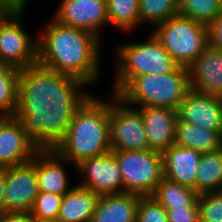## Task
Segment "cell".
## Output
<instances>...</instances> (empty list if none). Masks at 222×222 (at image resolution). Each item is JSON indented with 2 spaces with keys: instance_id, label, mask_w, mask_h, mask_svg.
I'll list each match as a JSON object with an SVG mask.
<instances>
[{
  "instance_id": "6da1fadb",
  "label": "cell",
  "mask_w": 222,
  "mask_h": 222,
  "mask_svg": "<svg viewBox=\"0 0 222 222\" xmlns=\"http://www.w3.org/2000/svg\"><path fill=\"white\" fill-rule=\"evenodd\" d=\"M83 86L87 85L39 64L20 70L14 117L39 149H52L63 137L76 110L90 96Z\"/></svg>"
},
{
  "instance_id": "7a4b0ae2",
  "label": "cell",
  "mask_w": 222,
  "mask_h": 222,
  "mask_svg": "<svg viewBox=\"0 0 222 222\" xmlns=\"http://www.w3.org/2000/svg\"><path fill=\"white\" fill-rule=\"evenodd\" d=\"M100 42L92 33L52 18L38 38V64L89 85L101 73Z\"/></svg>"
},
{
  "instance_id": "3957f363",
  "label": "cell",
  "mask_w": 222,
  "mask_h": 222,
  "mask_svg": "<svg viewBox=\"0 0 222 222\" xmlns=\"http://www.w3.org/2000/svg\"><path fill=\"white\" fill-rule=\"evenodd\" d=\"M110 101L90 94L52 149L74 167L86 158L111 151Z\"/></svg>"
},
{
  "instance_id": "277c9868",
  "label": "cell",
  "mask_w": 222,
  "mask_h": 222,
  "mask_svg": "<svg viewBox=\"0 0 222 222\" xmlns=\"http://www.w3.org/2000/svg\"><path fill=\"white\" fill-rule=\"evenodd\" d=\"M190 89L188 68L178 66L166 74L139 75L131 79L116 96L132 107L178 110Z\"/></svg>"
},
{
  "instance_id": "5b68a950",
  "label": "cell",
  "mask_w": 222,
  "mask_h": 222,
  "mask_svg": "<svg viewBox=\"0 0 222 222\" xmlns=\"http://www.w3.org/2000/svg\"><path fill=\"white\" fill-rule=\"evenodd\" d=\"M115 55L119 59L114 82L113 94L115 95L131 79L139 75L166 74L178 67L152 33L145 42L120 45Z\"/></svg>"
},
{
  "instance_id": "8992f818",
  "label": "cell",
  "mask_w": 222,
  "mask_h": 222,
  "mask_svg": "<svg viewBox=\"0 0 222 222\" xmlns=\"http://www.w3.org/2000/svg\"><path fill=\"white\" fill-rule=\"evenodd\" d=\"M153 27L152 34L178 66L188 68L209 45L208 26L180 14Z\"/></svg>"
},
{
  "instance_id": "52a82bcc",
  "label": "cell",
  "mask_w": 222,
  "mask_h": 222,
  "mask_svg": "<svg viewBox=\"0 0 222 222\" xmlns=\"http://www.w3.org/2000/svg\"><path fill=\"white\" fill-rule=\"evenodd\" d=\"M112 152L121 169L124 192L152 195L164 178L162 153L150 149Z\"/></svg>"
},
{
  "instance_id": "ba28073f",
  "label": "cell",
  "mask_w": 222,
  "mask_h": 222,
  "mask_svg": "<svg viewBox=\"0 0 222 222\" xmlns=\"http://www.w3.org/2000/svg\"><path fill=\"white\" fill-rule=\"evenodd\" d=\"M24 10L12 8L0 19V64L20 70L38 64V38H31L24 30Z\"/></svg>"
},
{
  "instance_id": "9c48e42d",
  "label": "cell",
  "mask_w": 222,
  "mask_h": 222,
  "mask_svg": "<svg viewBox=\"0 0 222 222\" xmlns=\"http://www.w3.org/2000/svg\"><path fill=\"white\" fill-rule=\"evenodd\" d=\"M110 102L111 151H143L149 149L141 112L125 104L115 94Z\"/></svg>"
},
{
  "instance_id": "30bf717a",
  "label": "cell",
  "mask_w": 222,
  "mask_h": 222,
  "mask_svg": "<svg viewBox=\"0 0 222 222\" xmlns=\"http://www.w3.org/2000/svg\"><path fill=\"white\" fill-rule=\"evenodd\" d=\"M5 185L6 211L30 213L39 194L36 154L30 162L5 168Z\"/></svg>"
},
{
  "instance_id": "8fae6325",
  "label": "cell",
  "mask_w": 222,
  "mask_h": 222,
  "mask_svg": "<svg viewBox=\"0 0 222 222\" xmlns=\"http://www.w3.org/2000/svg\"><path fill=\"white\" fill-rule=\"evenodd\" d=\"M84 181L79 185L101 195L124 193L121 169L112 151L86 158L76 165Z\"/></svg>"
},
{
  "instance_id": "7c38bea8",
  "label": "cell",
  "mask_w": 222,
  "mask_h": 222,
  "mask_svg": "<svg viewBox=\"0 0 222 222\" xmlns=\"http://www.w3.org/2000/svg\"><path fill=\"white\" fill-rule=\"evenodd\" d=\"M53 18L63 25L88 31L100 40L102 28L109 24L106 0H62Z\"/></svg>"
},
{
  "instance_id": "4fadbf2b",
  "label": "cell",
  "mask_w": 222,
  "mask_h": 222,
  "mask_svg": "<svg viewBox=\"0 0 222 222\" xmlns=\"http://www.w3.org/2000/svg\"><path fill=\"white\" fill-rule=\"evenodd\" d=\"M39 150L14 116L0 117V169L30 162Z\"/></svg>"
},
{
  "instance_id": "5bb4252c",
  "label": "cell",
  "mask_w": 222,
  "mask_h": 222,
  "mask_svg": "<svg viewBox=\"0 0 222 222\" xmlns=\"http://www.w3.org/2000/svg\"><path fill=\"white\" fill-rule=\"evenodd\" d=\"M177 111L181 121L222 134V97L190 89Z\"/></svg>"
},
{
  "instance_id": "9a60e30c",
  "label": "cell",
  "mask_w": 222,
  "mask_h": 222,
  "mask_svg": "<svg viewBox=\"0 0 222 222\" xmlns=\"http://www.w3.org/2000/svg\"><path fill=\"white\" fill-rule=\"evenodd\" d=\"M188 71L191 89L222 97V49L208 45Z\"/></svg>"
},
{
  "instance_id": "2e32d148",
  "label": "cell",
  "mask_w": 222,
  "mask_h": 222,
  "mask_svg": "<svg viewBox=\"0 0 222 222\" xmlns=\"http://www.w3.org/2000/svg\"><path fill=\"white\" fill-rule=\"evenodd\" d=\"M143 117L149 149L160 153L175 144L178 111L163 107H138Z\"/></svg>"
},
{
  "instance_id": "e0dca14e",
  "label": "cell",
  "mask_w": 222,
  "mask_h": 222,
  "mask_svg": "<svg viewBox=\"0 0 222 222\" xmlns=\"http://www.w3.org/2000/svg\"><path fill=\"white\" fill-rule=\"evenodd\" d=\"M202 153L173 144L162 153L163 173L167 180L196 191V175Z\"/></svg>"
},
{
  "instance_id": "ac0fdd59",
  "label": "cell",
  "mask_w": 222,
  "mask_h": 222,
  "mask_svg": "<svg viewBox=\"0 0 222 222\" xmlns=\"http://www.w3.org/2000/svg\"><path fill=\"white\" fill-rule=\"evenodd\" d=\"M65 162V163H64ZM67 159L59 156L53 149H40L36 153V173L40 192L65 195L72 188L64 168Z\"/></svg>"
},
{
  "instance_id": "d6986e66",
  "label": "cell",
  "mask_w": 222,
  "mask_h": 222,
  "mask_svg": "<svg viewBox=\"0 0 222 222\" xmlns=\"http://www.w3.org/2000/svg\"><path fill=\"white\" fill-rule=\"evenodd\" d=\"M140 197L127 192L101 195L91 222H136Z\"/></svg>"
},
{
  "instance_id": "ffe728a7",
  "label": "cell",
  "mask_w": 222,
  "mask_h": 222,
  "mask_svg": "<svg viewBox=\"0 0 222 222\" xmlns=\"http://www.w3.org/2000/svg\"><path fill=\"white\" fill-rule=\"evenodd\" d=\"M100 195L79 184L63 196L57 222H91Z\"/></svg>"
},
{
  "instance_id": "44dd1931",
  "label": "cell",
  "mask_w": 222,
  "mask_h": 222,
  "mask_svg": "<svg viewBox=\"0 0 222 222\" xmlns=\"http://www.w3.org/2000/svg\"><path fill=\"white\" fill-rule=\"evenodd\" d=\"M175 144L200 153H208L221 148V135L217 131L186 123L178 118L175 126Z\"/></svg>"
},
{
  "instance_id": "7402d4cb",
  "label": "cell",
  "mask_w": 222,
  "mask_h": 222,
  "mask_svg": "<svg viewBox=\"0 0 222 222\" xmlns=\"http://www.w3.org/2000/svg\"><path fill=\"white\" fill-rule=\"evenodd\" d=\"M222 188V148L202 153L196 175L198 194L220 191Z\"/></svg>"
},
{
  "instance_id": "603a6c76",
  "label": "cell",
  "mask_w": 222,
  "mask_h": 222,
  "mask_svg": "<svg viewBox=\"0 0 222 222\" xmlns=\"http://www.w3.org/2000/svg\"><path fill=\"white\" fill-rule=\"evenodd\" d=\"M164 209L198 205L199 194L192 188L163 178L151 195Z\"/></svg>"
},
{
  "instance_id": "cb8c5ba5",
  "label": "cell",
  "mask_w": 222,
  "mask_h": 222,
  "mask_svg": "<svg viewBox=\"0 0 222 222\" xmlns=\"http://www.w3.org/2000/svg\"><path fill=\"white\" fill-rule=\"evenodd\" d=\"M20 69L0 64V117L15 116L18 107Z\"/></svg>"
},
{
  "instance_id": "d4e9b609",
  "label": "cell",
  "mask_w": 222,
  "mask_h": 222,
  "mask_svg": "<svg viewBox=\"0 0 222 222\" xmlns=\"http://www.w3.org/2000/svg\"><path fill=\"white\" fill-rule=\"evenodd\" d=\"M109 25L130 32L140 23L139 0H106Z\"/></svg>"
},
{
  "instance_id": "484cf974",
  "label": "cell",
  "mask_w": 222,
  "mask_h": 222,
  "mask_svg": "<svg viewBox=\"0 0 222 222\" xmlns=\"http://www.w3.org/2000/svg\"><path fill=\"white\" fill-rule=\"evenodd\" d=\"M222 12V0H179V14L202 24H211Z\"/></svg>"
},
{
  "instance_id": "4316f807",
  "label": "cell",
  "mask_w": 222,
  "mask_h": 222,
  "mask_svg": "<svg viewBox=\"0 0 222 222\" xmlns=\"http://www.w3.org/2000/svg\"><path fill=\"white\" fill-rule=\"evenodd\" d=\"M179 14V0H139L140 23L157 25Z\"/></svg>"
},
{
  "instance_id": "83f0119b",
  "label": "cell",
  "mask_w": 222,
  "mask_h": 222,
  "mask_svg": "<svg viewBox=\"0 0 222 222\" xmlns=\"http://www.w3.org/2000/svg\"><path fill=\"white\" fill-rule=\"evenodd\" d=\"M63 195L40 192L35 198L30 215L35 222H57Z\"/></svg>"
},
{
  "instance_id": "f1b7e54d",
  "label": "cell",
  "mask_w": 222,
  "mask_h": 222,
  "mask_svg": "<svg viewBox=\"0 0 222 222\" xmlns=\"http://www.w3.org/2000/svg\"><path fill=\"white\" fill-rule=\"evenodd\" d=\"M200 222H222V192H207L198 197Z\"/></svg>"
},
{
  "instance_id": "f546056e",
  "label": "cell",
  "mask_w": 222,
  "mask_h": 222,
  "mask_svg": "<svg viewBox=\"0 0 222 222\" xmlns=\"http://www.w3.org/2000/svg\"><path fill=\"white\" fill-rule=\"evenodd\" d=\"M136 222H169L164 207L151 195L141 196L136 213Z\"/></svg>"
},
{
  "instance_id": "4dcf8cb0",
  "label": "cell",
  "mask_w": 222,
  "mask_h": 222,
  "mask_svg": "<svg viewBox=\"0 0 222 222\" xmlns=\"http://www.w3.org/2000/svg\"><path fill=\"white\" fill-rule=\"evenodd\" d=\"M165 210L169 222H200L198 205Z\"/></svg>"
},
{
  "instance_id": "1f68e13d",
  "label": "cell",
  "mask_w": 222,
  "mask_h": 222,
  "mask_svg": "<svg viewBox=\"0 0 222 222\" xmlns=\"http://www.w3.org/2000/svg\"><path fill=\"white\" fill-rule=\"evenodd\" d=\"M209 45L222 49V12L208 25Z\"/></svg>"
},
{
  "instance_id": "d6a6232c",
  "label": "cell",
  "mask_w": 222,
  "mask_h": 222,
  "mask_svg": "<svg viewBox=\"0 0 222 222\" xmlns=\"http://www.w3.org/2000/svg\"><path fill=\"white\" fill-rule=\"evenodd\" d=\"M0 222H34L30 213L7 212L0 215Z\"/></svg>"
},
{
  "instance_id": "836d02e7",
  "label": "cell",
  "mask_w": 222,
  "mask_h": 222,
  "mask_svg": "<svg viewBox=\"0 0 222 222\" xmlns=\"http://www.w3.org/2000/svg\"><path fill=\"white\" fill-rule=\"evenodd\" d=\"M5 168L0 169V215L7 213L5 203Z\"/></svg>"
},
{
  "instance_id": "e575fe53",
  "label": "cell",
  "mask_w": 222,
  "mask_h": 222,
  "mask_svg": "<svg viewBox=\"0 0 222 222\" xmlns=\"http://www.w3.org/2000/svg\"><path fill=\"white\" fill-rule=\"evenodd\" d=\"M12 8H26L28 0H5Z\"/></svg>"
},
{
  "instance_id": "d590c367",
  "label": "cell",
  "mask_w": 222,
  "mask_h": 222,
  "mask_svg": "<svg viewBox=\"0 0 222 222\" xmlns=\"http://www.w3.org/2000/svg\"><path fill=\"white\" fill-rule=\"evenodd\" d=\"M12 7L5 1L0 0V19L10 10Z\"/></svg>"
}]
</instances>
